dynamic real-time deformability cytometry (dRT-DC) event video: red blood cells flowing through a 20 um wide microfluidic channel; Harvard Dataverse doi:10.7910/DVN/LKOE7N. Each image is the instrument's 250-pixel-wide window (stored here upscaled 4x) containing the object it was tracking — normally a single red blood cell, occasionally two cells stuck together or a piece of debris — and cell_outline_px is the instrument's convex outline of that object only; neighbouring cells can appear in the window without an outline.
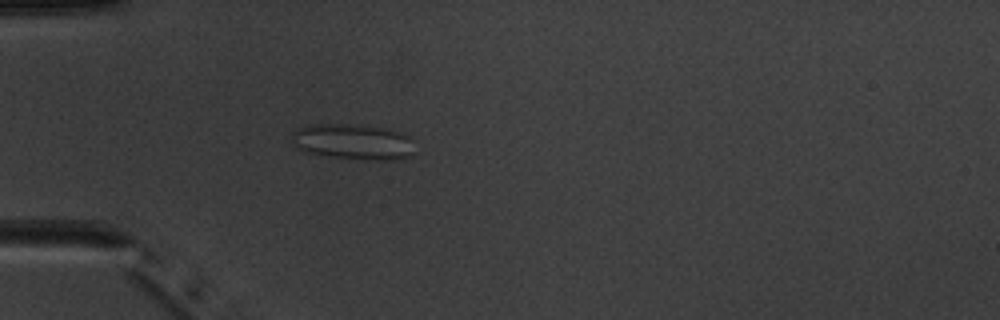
{"species": "common noctule bat (a hibernating species)", "species_latin": "Nyctalus noctula", "temperature_condition": "warm", "stored_images_in_passage": 4, "camera_frame_rate_fps": 3000, "um_per_image_px": 0.085, "animal": {"sex": "male", "body_mass_g": 20.1, "forearm_length_mm": 53.5}, "frame": {"image": 1, "passage_image": 4, "time_ms": 4.333, "image_size_px": [1000, 320], "cell_outline_px": [[412, 156], [392, 160], [380, 160], [320, 156], [304, 152], [296, 148], [288, 140], [292, 132], [308, 124], [348, 124], [380, 128], [396, 132], [408, 136], [412, 140]], "centroid_in_image_um": [29.89, 12.07], "position_along_channel_um": 55.1, "area_um2": 25.66}}